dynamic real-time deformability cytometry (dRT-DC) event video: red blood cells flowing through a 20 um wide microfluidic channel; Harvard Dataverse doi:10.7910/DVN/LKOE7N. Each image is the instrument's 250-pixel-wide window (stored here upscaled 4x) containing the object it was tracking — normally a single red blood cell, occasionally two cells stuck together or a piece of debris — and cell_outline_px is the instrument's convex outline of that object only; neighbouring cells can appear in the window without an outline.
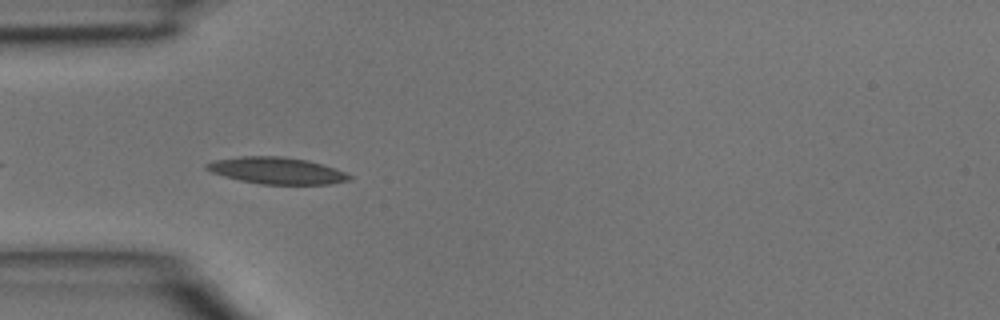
{"species": "common noctule bat (a hibernating species)", "species_latin": "Nyctalus noctula", "temperature_condition": "room temperature", "stored_images_in_passage": 6, "camera_frame_rate_fps": 3000, "um_per_image_px": 0.085, "animal": {"sex": "male", "body_mass_g": 15.6}, "frame": {"image": 1, "passage_image": 3, "time_ms": 0.667, "image_size_px": [1000, 320], "cell_outline_px": [[352, 180], [332, 184], [260, 184], [240, 180], [224, 176], [212, 172], [204, 168], [204, 164], [216, 160], [240, 156], [280, 156], [308, 160], [344, 172], [352, 176]], "centroid_in_image_um": [23.52, 14.5], "position_along_channel_um": 61.5, "area_um2": 22.08}}
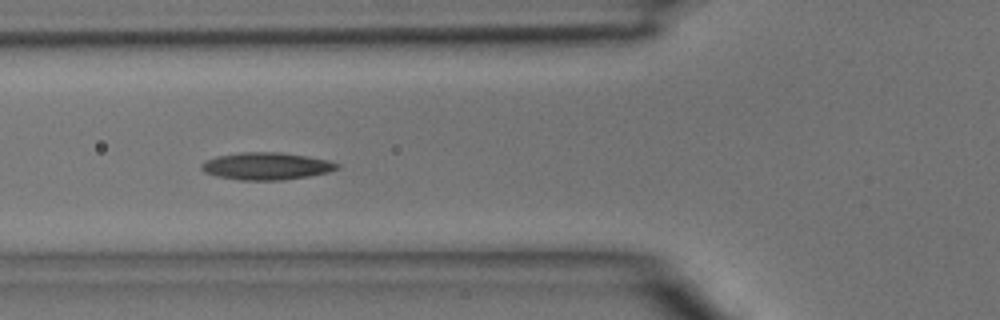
{"frame": {"image": 2, "passage_image": 6, "time_ms": 1.667, "image_size_px": [1000, 320], "cell_outline_px": [[340, 168], [328, 172], [308, 176], [284, 180], [240, 180], [216, 176], [204, 172], [200, 168], [200, 164], [216, 156], [240, 152], [280, 152], [308, 156], [328, 160], [340, 164]], "centroid_in_image_um": [22.65, 14.12], "position_along_channel_um": 103.2, "area_um2": 21.68}}